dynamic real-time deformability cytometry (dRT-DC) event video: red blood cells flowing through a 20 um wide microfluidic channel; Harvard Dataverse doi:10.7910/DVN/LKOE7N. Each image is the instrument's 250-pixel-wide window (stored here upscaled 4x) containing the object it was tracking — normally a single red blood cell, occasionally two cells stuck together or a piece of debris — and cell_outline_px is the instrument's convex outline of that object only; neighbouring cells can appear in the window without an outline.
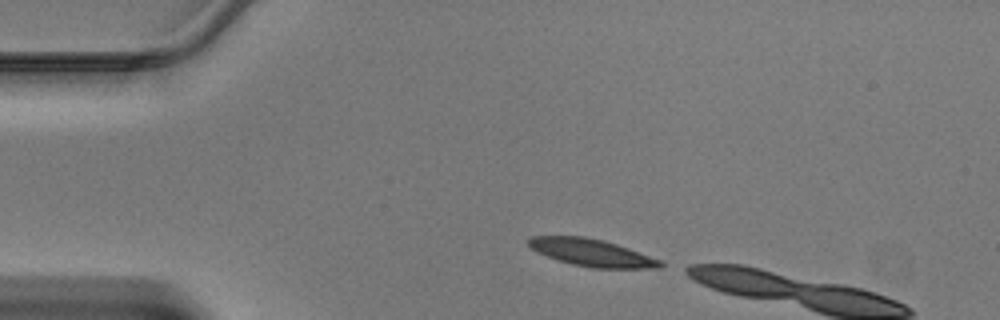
{"species": "Egyptian fruit bat (a non-hibernating species)", "species_latin": "Rousettus aegyptiacus", "temperature_condition": "warm", "stored_images_in_passage": 4, "camera_frame_rate_fps": 3000, "um_per_image_px": 0.085, "animal": {"sex": "male"}, "frame": {"image": 1, "passage_image": 1, "time_ms": 0.0, "image_size_px": [1000, 320], "cell_outline_px": [[664, 264], [660, 268], [592, 268], [572, 264], [548, 256], [532, 248], [528, 244], [528, 240], [532, 236], [584, 236], [604, 240], [628, 248], [660, 260]], "centroid_in_image_um": [50.32, 21.47], "position_along_channel_um": 34.7, "area_um2": 20.58}}